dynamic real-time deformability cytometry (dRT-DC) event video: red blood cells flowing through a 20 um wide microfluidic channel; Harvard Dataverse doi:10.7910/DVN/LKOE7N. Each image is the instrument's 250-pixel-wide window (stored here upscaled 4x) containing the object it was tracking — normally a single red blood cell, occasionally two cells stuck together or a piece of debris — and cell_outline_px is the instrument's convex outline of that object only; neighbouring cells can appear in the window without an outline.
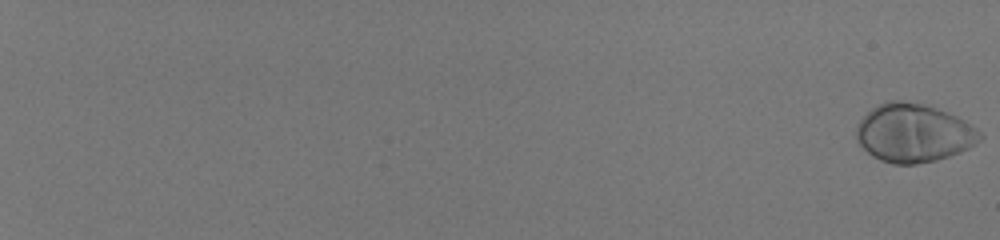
{"species": "human", "species_latin": "Homo sapiens", "temperature_condition": "room temperature", "stored_images_in_passage": 58, "camera_frame_rate_fps": 3000, "um_per_image_px": 0.085, "donor": {"sex": "male"}, "frame": {"image": 1, "passage_image": 1, "time_ms": 0.0, "image_size_px": [1000, 240], "cell_outline_px": [[984, 136], [980, 140], [968, 148], [960, 152], [936, 160], [916, 164], [892, 164], [880, 160], [872, 156], [856, 140], [856, 128], [860, 120], [872, 108], [888, 100], [900, 100], [920, 104], [936, 108], [948, 112], [972, 124]], "centroid_in_image_um": [77.66, 11.31], "position_along_channel_um": 7.3, "area_um2": 41.91}}
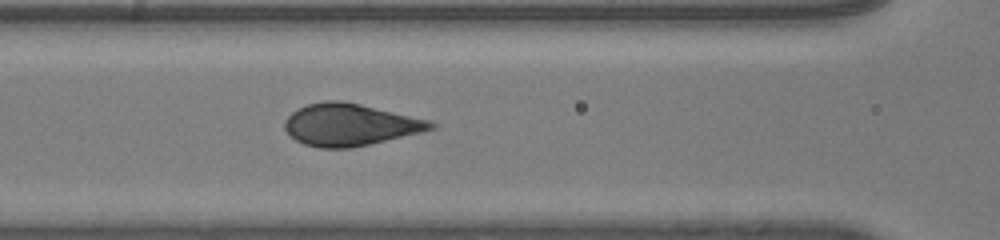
{"frame": {"image": 2, "passage_image": 33, "time_ms": 10.667, "image_size_px": [1000, 240], "cell_outline_px": [[436, 128], [420, 132], [352, 148], [320, 148], [304, 144], [296, 140], [284, 128], [284, 120], [292, 112], [308, 104], [324, 100], [340, 100], [360, 104], [432, 120], [436, 124]], "centroid_in_image_um": [29.75, 10.59], "position_along_channel_um": 136.8, "area_um2": 35.66}}
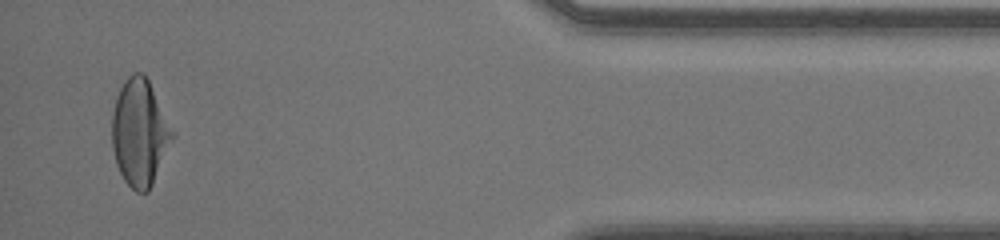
{"frame": {"image": 3, "passage_image": 57, "time_ms": 18.667, "image_size_px": [1000, 240], "cell_outline_px": [[176, 136], [148, 192], [136, 192], [124, 180], [116, 164], [112, 148], [112, 112], [120, 88], [124, 80], [132, 72], [144, 72]], "centroid_in_image_um": [11.88, 11.28], "position_along_channel_um": 423.3, "area_um2": 37.51}}